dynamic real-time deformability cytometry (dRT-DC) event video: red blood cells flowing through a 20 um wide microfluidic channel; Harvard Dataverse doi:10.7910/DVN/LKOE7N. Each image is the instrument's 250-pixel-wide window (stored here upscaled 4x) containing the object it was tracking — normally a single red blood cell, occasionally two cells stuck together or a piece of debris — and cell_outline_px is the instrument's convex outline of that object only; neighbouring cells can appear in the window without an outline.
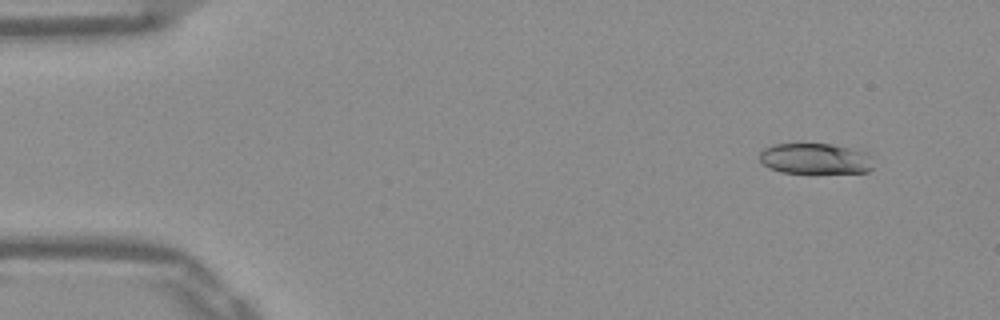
{"species": "Egyptian fruit bat (a non-hibernating species)", "species_latin": "Rousettus aegyptiacus", "temperature_condition": "warm", "stored_images_in_passage": 51, "camera_frame_rate_fps": 3000, "um_per_image_px": 0.085, "frame": {"image": 1, "passage_image": 4, "time_ms": 1.0, "image_size_px": [1000, 320], "cell_outline_px": [[872, 168], [868, 172], [780, 172], [768, 168], [760, 160], [760, 152], [764, 148], [776, 144], [828, 144], [848, 148], [864, 152], [872, 156]], "centroid_in_image_um": [69.28, 13.49], "position_along_channel_um": 15.7, "area_um2": 20.06}}
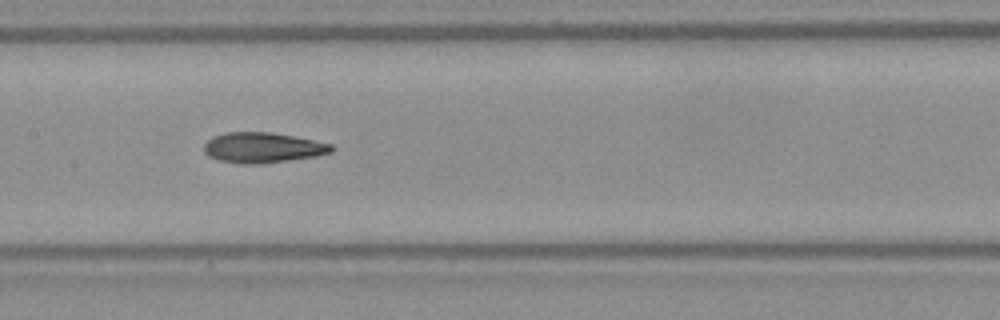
{"frame": {"image": 2, "passage_image": 25, "time_ms": 8.0, "image_size_px": [1000, 320], "cell_outline_px": [[336, 148], [332, 152], [316, 156], [260, 164], [244, 164], [220, 160], [204, 152], [204, 144], [212, 136], [224, 132], [272, 132], [332, 144]], "centroid_in_image_um": [22.34, 12.54], "position_along_channel_um": 185.1, "area_um2": 22.43}}
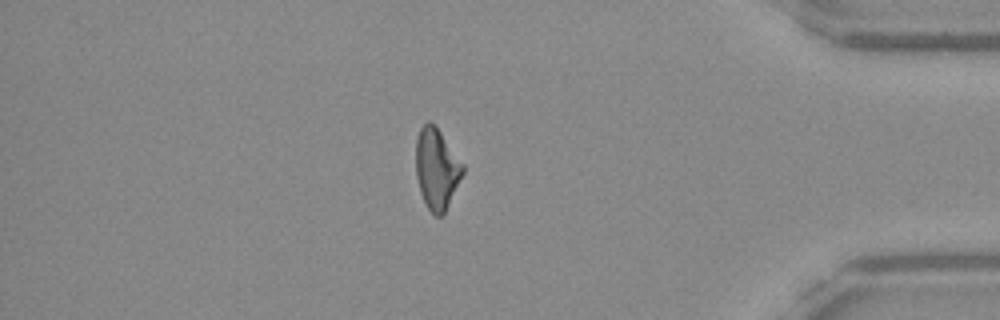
{"frame": {"image": 3, "passage_image": 44, "time_ms": 14.333, "image_size_px": [1000, 320], "cell_outline_px": [[464, 172], [444, 212], [440, 216], [436, 216], [428, 208], [420, 192], [416, 176], [416, 140], [420, 128], [428, 120], [436, 124], [464, 164]], "centroid_in_image_um": [37.12, 14.28], "position_along_channel_um": 398.1, "area_um2": 22.08}, "authors_computed_cell_mechanics": {"area_um2": 22.1952, "velocity_mm_per_s": 3.9142, "shape_relaxation_time_tau1_ms": null, "shape_relaxation_time_tau2_ms": 3.1683, "deformation_change_tau1": null, "deformation_change_tau2": 0.1085}}